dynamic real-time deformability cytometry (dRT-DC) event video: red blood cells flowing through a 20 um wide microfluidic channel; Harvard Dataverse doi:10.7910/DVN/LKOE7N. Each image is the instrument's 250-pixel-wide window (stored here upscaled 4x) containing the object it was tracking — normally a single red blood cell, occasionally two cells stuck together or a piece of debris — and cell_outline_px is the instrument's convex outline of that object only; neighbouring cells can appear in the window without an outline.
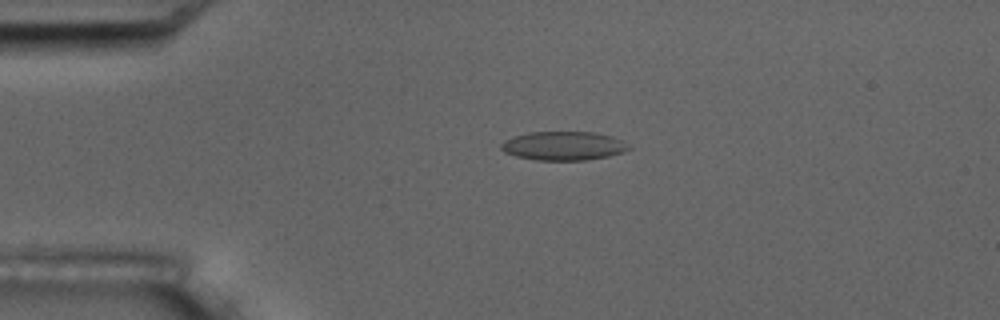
{"species": "common noctule bat (a hibernating species)", "species_latin": "Nyctalus noctula", "temperature_condition": "room temperature", "stored_images_in_passage": 7, "camera_frame_rate_fps": 3000, "um_per_image_px": 0.085, "animal": {"sex": "male", "body_mass_g": 17.5, "forearm_length_mm": 52.3}, "frame": {"image": 1, "passage_image": 4, "time_ms": 3.667, "image_size_px": [1000, 320], "cell_outline_px": [[632, 148], [624, 152], [608, 156], [588, 160], [536, 160], [516, 156], [504, 152], [500, 148], [500, 144], [504, 140], [528, 132], [592, 132], [612, 136], [628, 144]], "centroid_in_image_um": [47.9, 12.4], "position_along_channel_um": 37.1, "area_um2": 21.44}}
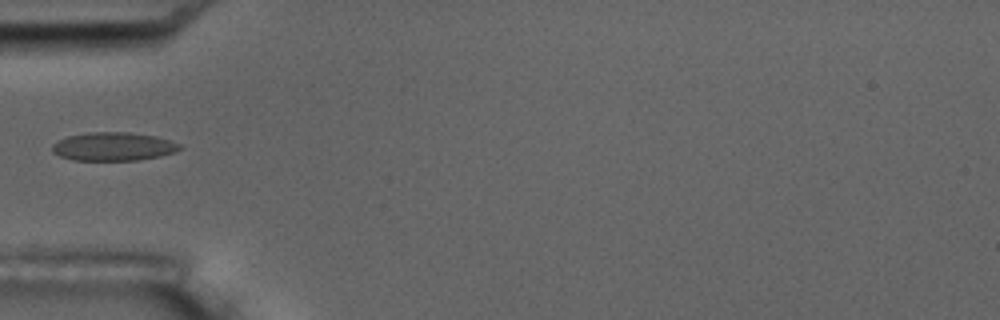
{"frame": {"image": 2, "passage_image": 6, "time_ms": 5.667, "image_size_px": [1000, 320], "cell_outline_px": [[180, 148], [176, 152], [160, 156], [136, 160], [72, 160], [60, 156], [52, 152], [52, 144], [56, 140], [68, 136], [92, 132], [128, 132], [156, 136], [180, 144]], "centroid_in_image_um": [9.6, 12.45], "position_along_channel_um": 75.4, "area_um2": 21.1}}